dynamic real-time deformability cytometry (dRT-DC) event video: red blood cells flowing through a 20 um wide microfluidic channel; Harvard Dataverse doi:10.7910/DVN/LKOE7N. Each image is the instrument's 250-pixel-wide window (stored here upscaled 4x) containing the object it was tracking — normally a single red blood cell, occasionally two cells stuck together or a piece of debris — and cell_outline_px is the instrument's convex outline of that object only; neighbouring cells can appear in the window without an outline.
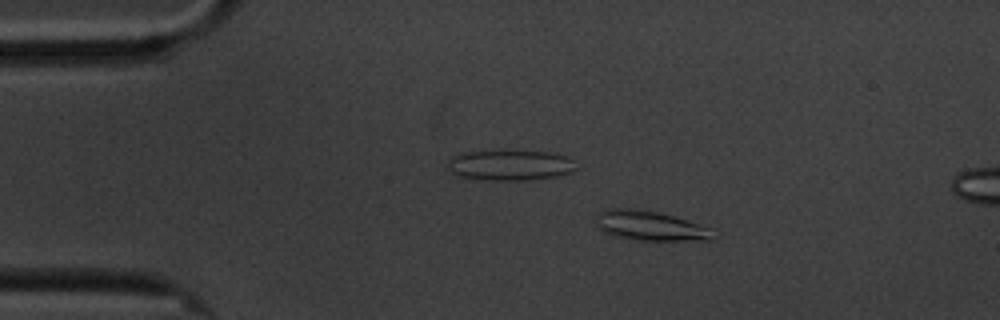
{"species": "common noctule bat (a hibernating species)", "species_latin": "Nyctalus noctula", "temperature_condition": "cold", "stored_images_in_passage": 7, "camera_frame_rate_fps": 3000, "um_per_image_px": 0.085, "animal": {"sex": "male", "body_mass_g": 20.1, "forearm_length_mm": 53.5}, "frame": {"image": 1, "passage_image": 4, "time_ms": 3.667, "image_size_px": [1000, 320], "cell_outline_px": [[716, 240], [640, 240], [616, 236], [604, 232], [596, 228], [596, 224], [600, 212], [604, 208], [628, 208], [656, 212], [672, 216], [708, 228]], "centroid_in_image_um": [55.19, 19.2], "position_along_channel_um": 29.8, "area_um2": 19.71}}
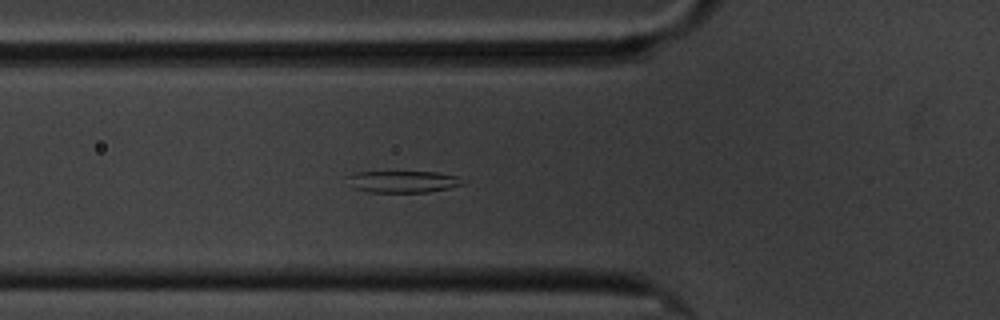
{"frame": {"image": 2, "passage_image": 7, "time_ms": 7.0, "image_size_px": [1000, 320], "cell_outline_px": [[464, 184], [448, 188], [428, 192], [368, 192], [352, 188], [344, 176], [356, 172], [436, 172], [460, 176]], "centroid_in_image_um": [34.2, 15.44], "position_along_channel_um": 91.6, "area_um2": 14.8}}